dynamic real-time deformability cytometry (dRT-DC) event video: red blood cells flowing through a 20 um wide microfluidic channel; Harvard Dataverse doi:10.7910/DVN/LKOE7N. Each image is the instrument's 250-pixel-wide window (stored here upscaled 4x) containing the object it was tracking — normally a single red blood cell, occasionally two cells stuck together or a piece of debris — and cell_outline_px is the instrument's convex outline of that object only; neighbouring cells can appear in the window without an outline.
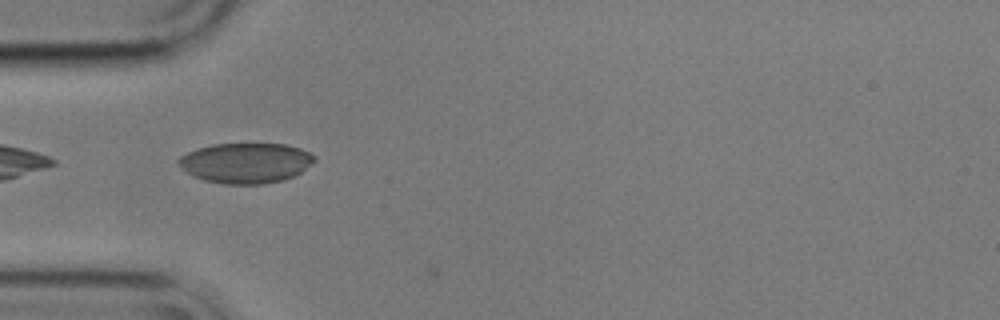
{"species": "common noctule bat (a hibernating species)", "species_latin": "Nyctalus noctula", "temperature_condition": "cold", "stored_images_in_passage": 3, "camera_frame_rate_fps": 3000, "um_per_image_px": 0.085, "animal": {"sex": "male", "body_mass_g": 17.9}, "frame": {"image": 1, "passage_image": 2, "time_ms": 0.333, "image_size_px": [1000, 320], "cell_outline_px": [[316, 160], [300, 172], [284, 180], [264, 184], [224, 184], [204, 180], [188, 172], [176, 160], [180, 156], [196, 148], [212, 144], [284, 144], [300, 148], [316, 156]], "centroid_in_image_um": [20.9, 13.84], "position_along_channel_um": 64.1, "area_um2": 31.67}}